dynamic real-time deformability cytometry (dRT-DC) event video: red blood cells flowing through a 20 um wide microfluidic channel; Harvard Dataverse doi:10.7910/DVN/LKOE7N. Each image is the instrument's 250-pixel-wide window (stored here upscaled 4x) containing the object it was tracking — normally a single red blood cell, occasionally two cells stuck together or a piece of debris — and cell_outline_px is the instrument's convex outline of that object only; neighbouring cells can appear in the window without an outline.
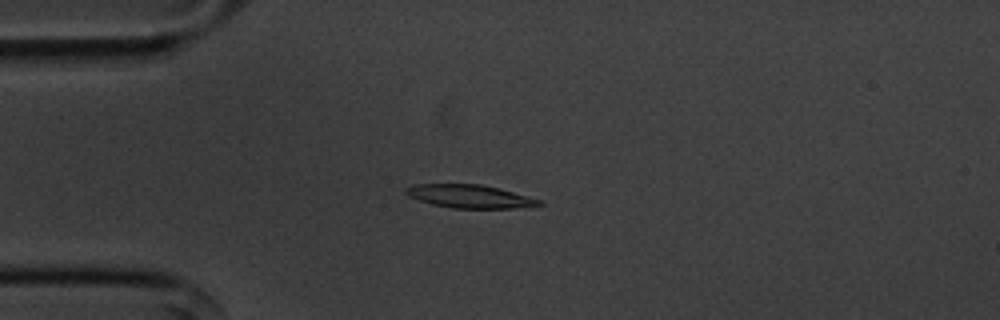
{"species": "common noctule bat (a hibernating species)", "species_latin": "Nyctalus noctula", "temperature_condition": "cold", "stored_images_in_passage": 49, "camera_frame_rate_fps": 3000, "um_per_image_px": 0.085, "animal": {"sex": "male", "body_mass_g": 20.1, "forearm_length_mm": 53.5}, "frame": {"image": 1, "passage_image": 8, "time_ms": 2.333, "image_size_px": [1000, 320], "cell_outline_px": [[544, 204], [512, 208], [452, 208], [432, 204], [408, 196], [404, 192], [404, 188], [412, 184], [480, 184], [512, 192], [540, 200]], "centroid_in_image_um": [39.84, 16.68], "position_along_channel_um": 45.2, "area_um2": 17.74}}
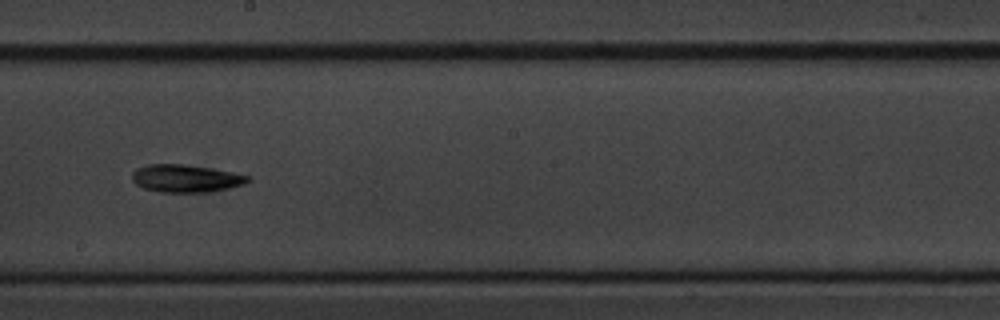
{"frame": {"image": 2, "passage_image": 25, "time_ms": 8.0, "image_size_px": [1000, 320], "cell_outline_px": [[252, 180], [244, 184], [228, 188], [204, 192], [160, 192], [144, 188], [136, 184], [132, 180], [132, 172], [136, 168], [148, 164], [180, 164], [208, 168], [232, 172], [252, 176]], "centroid_in_image_um": [15.79, 15.16], "position_along_channel_um": 232.4, "area_um2": 18.55}}
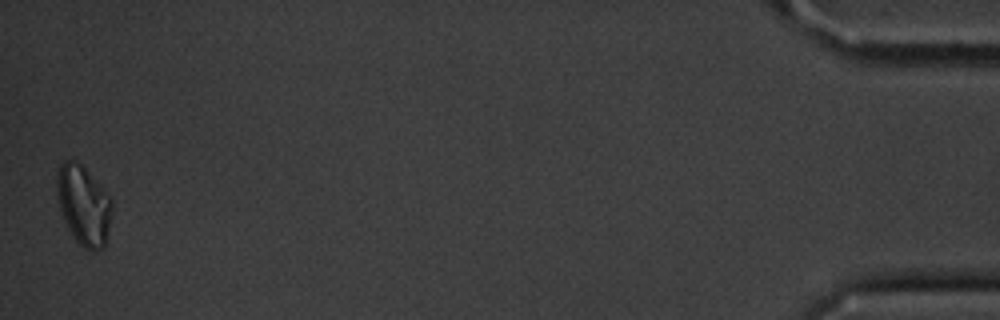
{"frame": {"image": 3, "passage_image": 49, "time_ms": 16.0, "image_size_px": [1000, 320], "cell_outline_px": [[112, 212], [104, 248], [92, 252], [84, 248], [72, 236], [64, 220], [60, 208], [56, 188], [56, 176], [60, 164], [64, 160], [72, 160], [80, 164], [104, 188], [112, 200]], "centroid_in_image_um": [7.11, 17.45], "position_along_channel_um": 428.1, "area_um2": 25.55}, "authors_computed_cell_mechanics": {"area_um2": 18.3804, "velocity_mm_per_s": 3.5907, "shape_relaxation_time_tau1_ms": 6.5669, "shape_relaxation_time_tau2_ms": null, "deformation_change_tau1": 0.1548, "deformation_change_tau2": null}}